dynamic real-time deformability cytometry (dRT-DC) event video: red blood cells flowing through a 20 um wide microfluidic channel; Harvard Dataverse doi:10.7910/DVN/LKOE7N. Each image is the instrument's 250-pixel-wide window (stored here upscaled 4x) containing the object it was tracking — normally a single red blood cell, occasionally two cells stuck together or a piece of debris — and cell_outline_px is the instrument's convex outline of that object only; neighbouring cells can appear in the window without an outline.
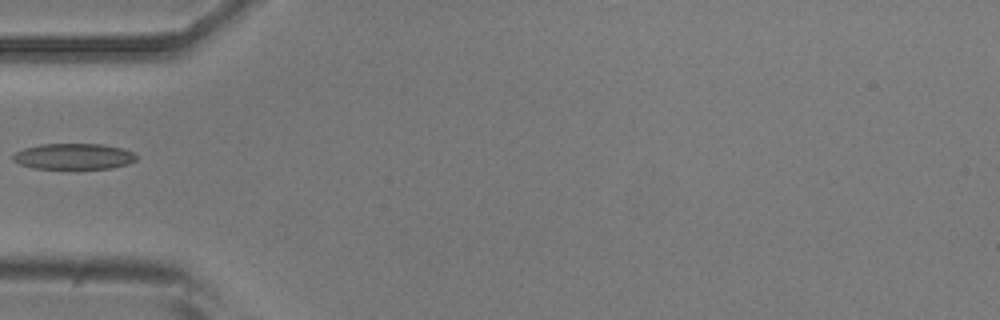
{"species": "common noctule bat (a hibernating species)", "species_latin": "Nyctalus noctula", "temperature_condition": "room temperature", "stored_images_in_passage": 7, "camera_frame_rate_fps": 3000, "um_per_image_px": 0.085, "animal": {"sex": "male", "body_mass_g": 20.5, "forearm_length_mm": 52.5}, "frame": {"image": 1, "passage_image": 6, "time_ms": 5.667, "image_size_px": [1000, 320], "cell_outline_px": [[136, 160], [128, 164], [112, 168], [32, 168], [20, 164], [12, 160], [12, 156], [16, 152], [24, 148], [40, 144], [104, 144], [124, 148], [132, 152], [136, 156]], "centroid_in_image_um": [6.27, 13.28], "position_along_channel_um": 78.7, "area_um2": 18.61}}
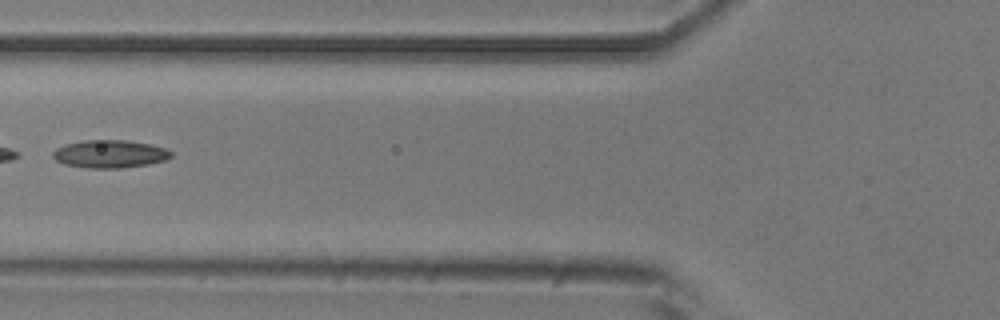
{"frame": {"image": 2, "passage_image": 7, "time_ms": 6.667, "image_size_px": [1000, 320], "cell_outline_px": [[172, 156], [168, 160], [148, 164], [124, 168], [88, 168], [64, 164], [56, 160], [52, 156], [52, 152], [56, 148], [64, 144], [84, 140], [128, 140], [168, 148], [172, 152]], "centroid_in_image_um": [9.36, 13.08], "position_along_channel_um": 116.4, "area_um2": 19.42}}